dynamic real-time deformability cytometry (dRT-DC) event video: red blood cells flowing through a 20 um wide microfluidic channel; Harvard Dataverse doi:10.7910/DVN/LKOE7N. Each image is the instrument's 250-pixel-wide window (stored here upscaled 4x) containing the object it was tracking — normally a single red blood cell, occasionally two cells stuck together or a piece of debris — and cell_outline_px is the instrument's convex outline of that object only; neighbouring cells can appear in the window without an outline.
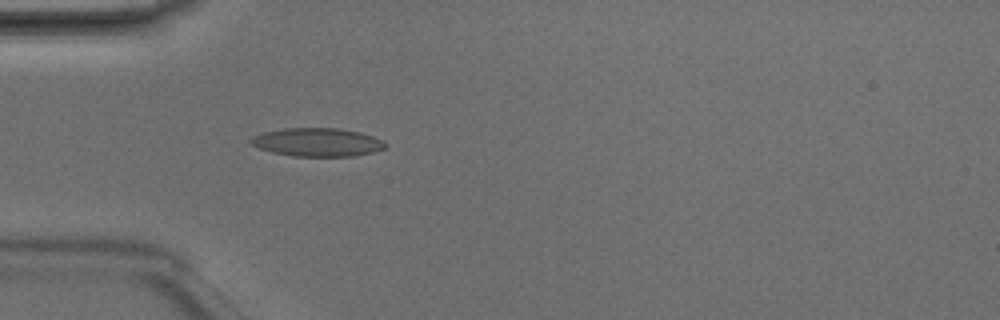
{"species": "Egyptian fruit bat (a non-hibernating species)", "species_latin": "Rousettus aegyptiacus", "temperature_condition": "room temperature", "stored_images_in_passage": 3, "camera_frame_rate_fps": 3000, "um_per_image_px": 0.085, "animal": {"sex": "male"}, "frame": {"image": 1, "passage_image": 3, "time_ms": 0.667, "image_size_px": [1000, 320], "cell_outline_px": [[388, 144], [384, 148], [372, 152], [352, 156], [292, 156], [272, 152], [248, 144], [248, 140], [252, 136], [264, 132], [284, 128], [340, 128], [360, 132], [384, 140]], "centroid_in_image_um": [26.95, 12.08], "position_along_channel_um": 58.0, "area_um2": 22.37}}